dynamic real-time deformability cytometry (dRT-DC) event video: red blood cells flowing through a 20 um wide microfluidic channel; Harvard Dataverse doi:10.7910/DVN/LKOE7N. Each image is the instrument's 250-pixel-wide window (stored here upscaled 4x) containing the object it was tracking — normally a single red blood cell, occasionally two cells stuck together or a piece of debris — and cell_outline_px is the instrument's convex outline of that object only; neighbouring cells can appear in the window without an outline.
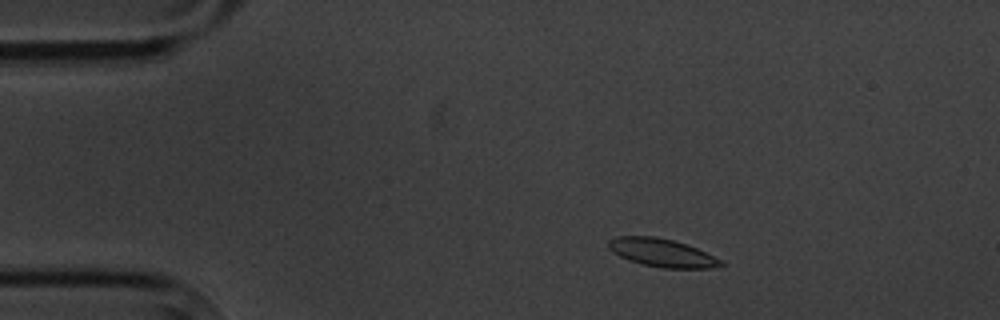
{"species": "common noctule bat (a hibernating species)", "species_latin": "Nyctalus noctula", "temperature_condition": "cold", "stored_images_in_passage": 4, "camera_frame_rate_fps": 3000, "um_per_image_px": 0.085, "animal": {"sex": "male", "body_mass_g": 20.1, "forearm_length_mm": 53.5}, "frame": {"image": 1, "passage_image": 2, "time_ms": 1.0, "image_size_px": [1000, 320], "cell_outline_px": [[724, 264], [712, 268], [664, 268], [644, 264], [628, 260], [620, 256], [608, 248], [608, 240], [616, 236], [656, 236], [672, 240], [696, 248], [724, 260]], "centroid_in_image_um": [56.27, 21.48], "position_along_channel_um": 28.7, "area_um2": 18.32}}